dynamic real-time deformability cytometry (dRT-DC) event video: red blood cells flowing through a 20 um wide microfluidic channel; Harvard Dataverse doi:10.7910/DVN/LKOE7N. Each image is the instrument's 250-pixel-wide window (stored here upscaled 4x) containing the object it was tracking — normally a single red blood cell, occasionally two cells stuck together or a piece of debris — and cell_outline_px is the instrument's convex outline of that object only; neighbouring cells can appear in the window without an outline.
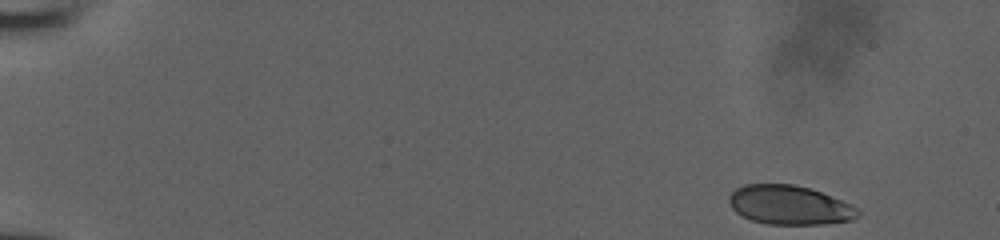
{"species": "human", "species_latin": "Homo sapiens", "temperature_condition": "room temperature", "stored_images_in_passage": 48, "camera_frame_rate_fps": 3000, "um_per_image_px": 0.085, "donor": {"sex": "male"}, "frame": {"image": 1, "passage_image": 1, "time_ms": 0.0, "image_size_px": [1000, 240], "cell_outline_px": [[860, 216], [852, 220], [820, 224], [768, 224], [752, 220], [736, 212], [732, 208], [728, 200], [728, 196], [736, 188], [744, 184], [792, 184], [812, 188], [852, 204], [860, 212]], "centroid_in_image_um": [67.12, 17.42], "position_along_channel_um": 17.9, "area_um2": 29.48}}
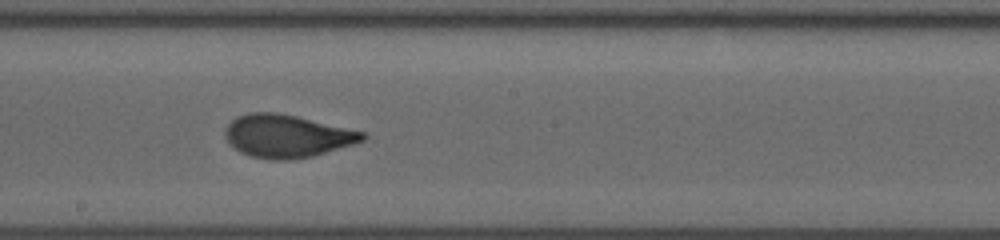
{"frame": {"image": 2, "passage_image": 27, "time_ms": 8.667, "image_size_px": [1000, 240], "cell_outline_px": [[368, 136], [364, 140], [352, 144], [312, 156], [288, 160], [272, 160], [252, 156], [240, 152], [228, 144], [224, 136], [224, 132], [228, 124], [236, 116], [252, 112], [276, 112], [296, 116], [364, 132]], "centroid_in_image_um": [24.34, 11.56], "position_along_channel_um": 223.9, "area_um2": 34.1}}
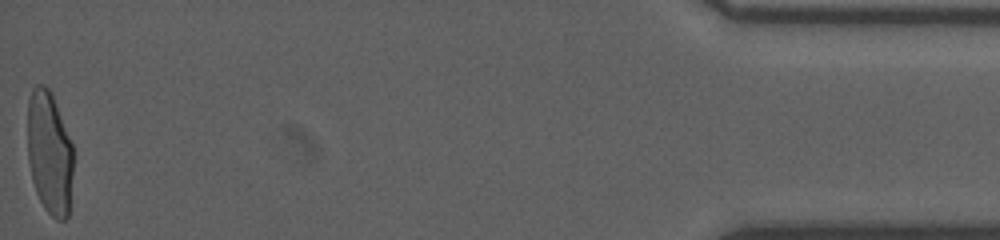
{"frame": {"image": 3, "passage_image": 48, "time_ms": 15.667, "image_size_px": [1000, 240], "cell_outline_px": [[72, 176], [68, 216], [64, 220], [56, 220], [44, 208], [36, 192], [32, 180], [28, 160], [28, 100], [32, 88], [36, 84], [44, 84], [48, 88], [52, 96], [72, 144]], "centroid_in_image_um": [4.19, 13.01], "position_along_channel_um": 431.0, "area_um2": 32.54}}